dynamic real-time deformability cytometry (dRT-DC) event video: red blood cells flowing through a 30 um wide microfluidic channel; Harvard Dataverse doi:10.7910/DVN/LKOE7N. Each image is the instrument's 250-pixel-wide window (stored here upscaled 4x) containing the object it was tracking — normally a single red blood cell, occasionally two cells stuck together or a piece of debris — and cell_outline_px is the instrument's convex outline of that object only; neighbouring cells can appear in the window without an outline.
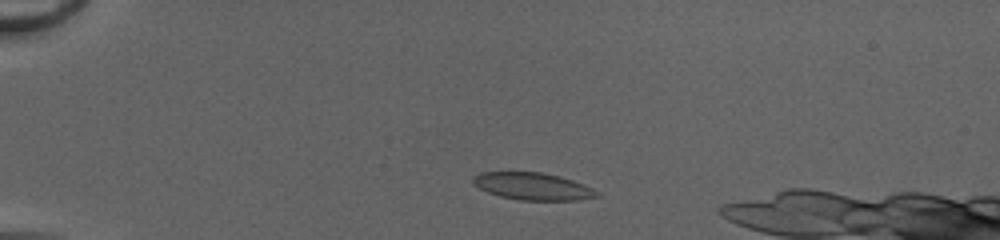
{"species": "common noctule bat (a hibernating species)", "species_latin": "Nyctalus noctula", "temperature_condition": "cold", "stored_images_in_passage": 42, "camera_frame_rate_fps": 3000, "um_per_image_px": 0.085, "animal": {"sex": "female", "body_mass_g": 20.0, "forearm_length_mm": 54.0}, "frame": {"image": 1, "passage_image": 6, "time_ms": 1.667, "image_size_px": [1000, 240], "cell_outline_px": [[600, 196], [576, 200], [520, 200], [500, 196], [488, 192], [472, 184], [472, 176], [480, 172], [540, 172], [560, 176], [584, 184], [600, 192]], "centroid_in_image_um": [45.28, 15.83], "position_along_channel_um": 39.7, "area_um2": 19.71}}
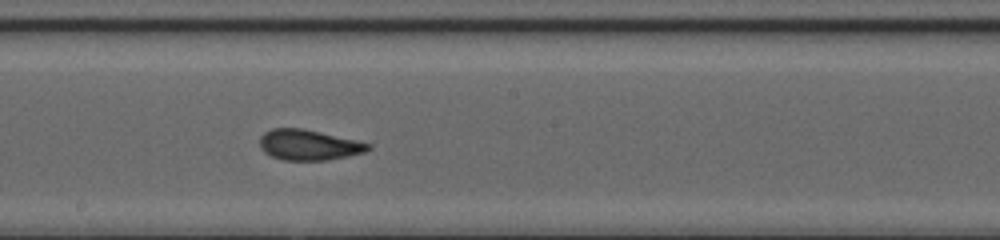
{"frame": {"image": 2, "passage_image": 23, "time_ms": 7.333, "image_size_px": [1000, 240], "cell_outline_px": [[372, 148], [364, 152], [348, 156], [328, 160], [284, 160], [272, 156], [264, 152], [260, 148], [260, 136], [264, 132], [272, 128], [300, 128], [320, 132], [356, 140], [372, 144]], "centroid_in_image_um": [26.24, 12.32], "position_along_channel_um": 222.0, "area_um2": 19.25}}
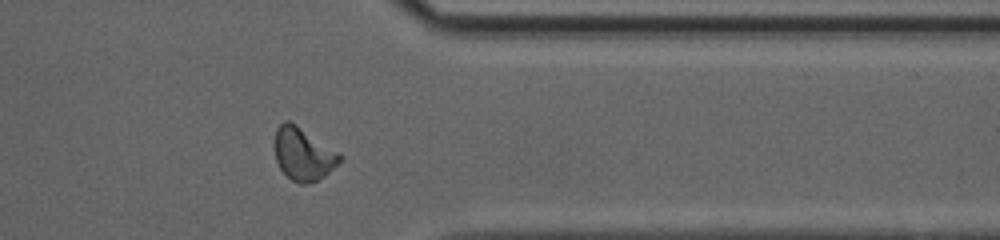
{"frame": {"image": 3, "passage_image": 35, "time_ms": 11.333, "image_size_px": [1000, 240], "cell_outline_px": [[344, 160], [324, 176], [316, 180], [304, 184], [300, 184], [292, 180], [280, 168], [276, 160], [272, 144], [276, 128], [284, 120], [288, 120], [296, 124], [340, 152], [344, 156]], "centroid_in_image_um": [25.78, 13.06], "position_along_channel_um": 385.6, "area_um2": 20.46}}